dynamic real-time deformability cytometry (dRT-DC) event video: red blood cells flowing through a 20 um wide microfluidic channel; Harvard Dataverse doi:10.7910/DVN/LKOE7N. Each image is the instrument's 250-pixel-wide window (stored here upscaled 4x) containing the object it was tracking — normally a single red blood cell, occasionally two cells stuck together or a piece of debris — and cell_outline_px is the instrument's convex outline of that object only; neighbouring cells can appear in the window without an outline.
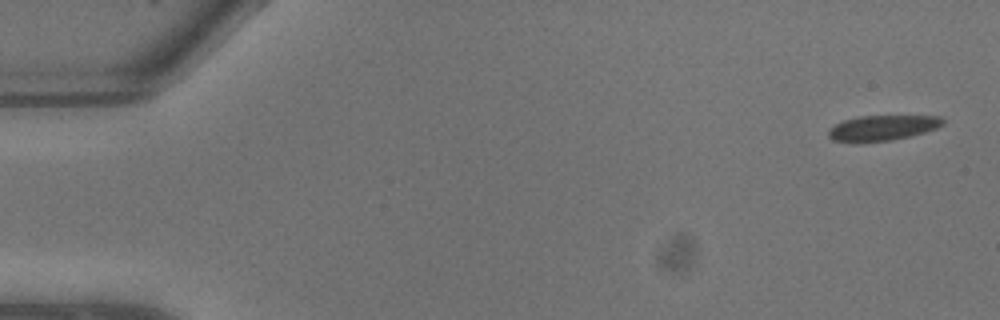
{"species": "common noctule bat (a hibernating species)", "species_latin": "Nyctalus noctula", "temperature_condition": "warm", "stored_images_in_passage": 7, "camera_frame_rate_fps": 3000, "um_per_image_px": 0.085, "animal": {"sex": "male", "body_mass_g": 13.3}, "frame": {"image": 1, "passage_image": 1, "time_ms": 0.0, "image_size_px": [1000, 320], "cell_outline_px": [[944, 124], [936, 128], [924, 132], [892, 140], [856, 144], [832, 140], [828, 136], [828, 132], [836, 124], [844, 120], [860, 116], [940, 116], [944, 120]], "centroid_in_image_um": [74.97, 10.89], "position_along_channel_um": 10.0, "area_um2": 16.99}}
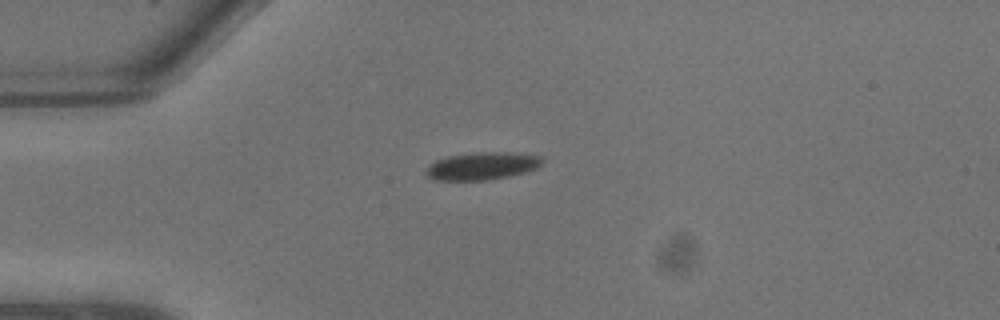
{"frame": {"image": 2, "passage_image": 6, "time_ms": 1.667, "image_size_px": [1000, 320], "cell_outline_px": [[544, 160], [536, 168], [524, 172], [508, 176], [488, 180], [432, 180], [424, 172], [428, 164], [436, 160], [448, 156], [476, 152], [504, 152], [540, 156]], "centroid_in_image_um": [40.91, 14.11], "position_along_channel_um": 44.1, "area_um2": 18.61}}